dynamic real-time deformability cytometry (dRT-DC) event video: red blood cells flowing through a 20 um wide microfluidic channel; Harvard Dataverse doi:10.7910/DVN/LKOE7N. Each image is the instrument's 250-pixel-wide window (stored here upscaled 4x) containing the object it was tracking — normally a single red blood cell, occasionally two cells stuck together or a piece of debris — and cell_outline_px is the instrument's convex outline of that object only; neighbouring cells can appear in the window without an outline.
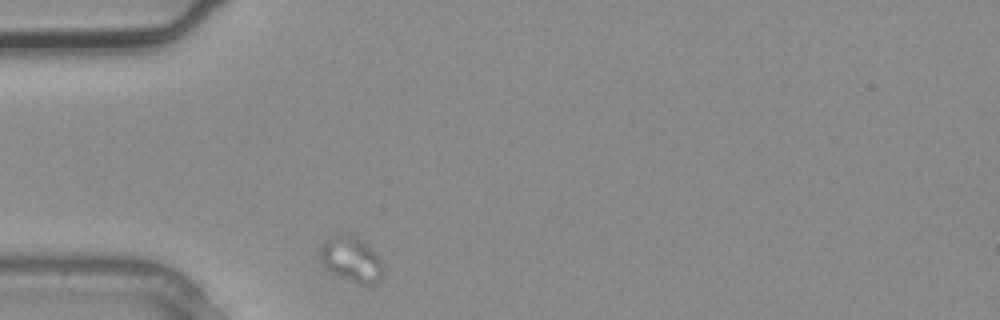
{"species": "common noctule bat (a hibernating species)", "species_latin": "Nyctalus noctula", "temperature_condition": "warm", "stored_images_in_passage": 1, "camera_frame_rate_fps": 3000, "um_per_image_px": 0.085, "animal": {"sex": "male", "body_mass_g": 20.4}, "frame": {"image": 1, "passage_image": 1, "time_ms": 0.0, "image_size_px": [1000, 320], "cell_outline_px": [[384, 276], [376, 284], [368, 288], [356, 284], [340, 276], [328, 268], [320, 260], [320, 244], [328, 236], [340, 232], [352, 232], [380, 260], [384, 268]], "centroid_in_image_um": [29.86, 22.05], "position_along_channel_um": 55.1, "area_um2": 17.05}}